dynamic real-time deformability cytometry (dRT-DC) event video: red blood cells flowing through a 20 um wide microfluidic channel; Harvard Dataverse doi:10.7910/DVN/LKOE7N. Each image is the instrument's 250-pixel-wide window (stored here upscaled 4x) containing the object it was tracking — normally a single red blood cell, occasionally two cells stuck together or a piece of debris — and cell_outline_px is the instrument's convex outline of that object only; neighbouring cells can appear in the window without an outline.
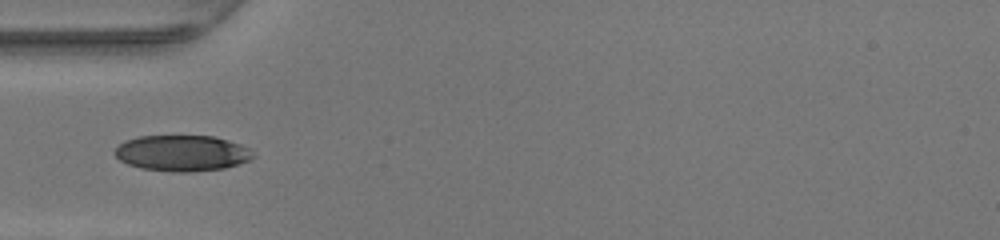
{"species": "human", "species_latin": "Homo sapiens", "temperature_condition": "warm", "stored_images_in_passage": 34, "camera_frame_rate_fps": 3000, "um_per_image_px": 0.085, "donor": {"sex": "female"}, "frame": {"image": 1, "passage_image": 1, "time_ms": 0.0, "image_size_px": [1000, 240], "cell_outline_px": [[256, 156], [248, 160], [224, 168], [188, 172], [172, 172], [140, 168], [128, 164], [120, 160], [112, 152], [124, 140], [140, 136], [212, 136], [240, 144], [248, 148]], "centroid_in_image_um": [15.43, 13.02], "position_along_channel_um": 69.6, "area_um2": 28.84}}
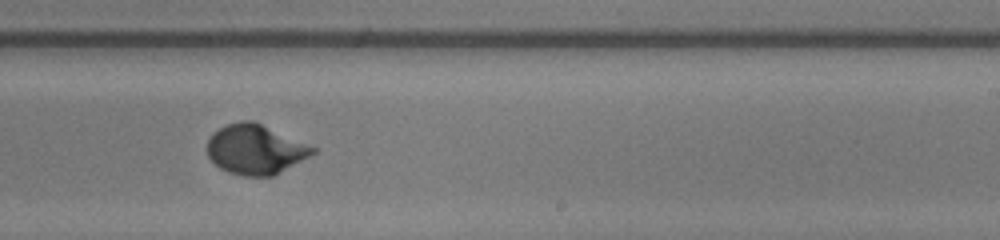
{"frame": {"image": 2, "passage_image": 15, "time_ms": 4.667, "image_size_px": [1000, 240], "cell_outline_px": [[316, 152], [272, 176], [244, 176], [228, 172], [220, 168], [208, 156], [208, 140], [212, 132], [228, 124], [240, 120], [252, 120], [316, 148]], "centroid_in_image_um": [21.67, 12.69], "position_along_channel_um": 267.3, "area_um2": 30.06}}
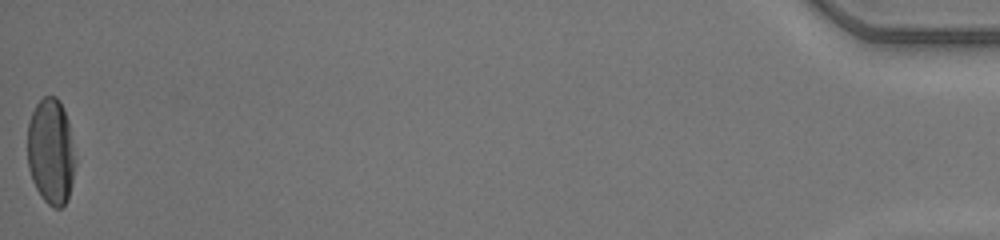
{"frame": {"image": 3, "passage_image": 34, "time_ms": 11.0, "image_size_px": [1000, 240], "cell_outline_px": [[72, 180], [68, 200], [60, 208], [52, 208], [40, 196], [32, 180], [28, 168], [28, 124], [32, 112], [36, 104], [44, 96], [56, 96], [60, 100], [68, 120], [72, 156]], "centroid_in_image_um": [4.28, 12.88], "position_along_channel_um": 430.9, "area_um2": 28.9}, "authors_computed_cell_mechanics": {"area_um2": 29.7092, "velocity_mm_per_s": 4.2485, "shape_relaxation_time_tau1_ms": 3.4462, "shape_relaxation_time_tau2_ms": null, "deformation_change_tau1": 0.1754, "deformation_change_tau2": null}}